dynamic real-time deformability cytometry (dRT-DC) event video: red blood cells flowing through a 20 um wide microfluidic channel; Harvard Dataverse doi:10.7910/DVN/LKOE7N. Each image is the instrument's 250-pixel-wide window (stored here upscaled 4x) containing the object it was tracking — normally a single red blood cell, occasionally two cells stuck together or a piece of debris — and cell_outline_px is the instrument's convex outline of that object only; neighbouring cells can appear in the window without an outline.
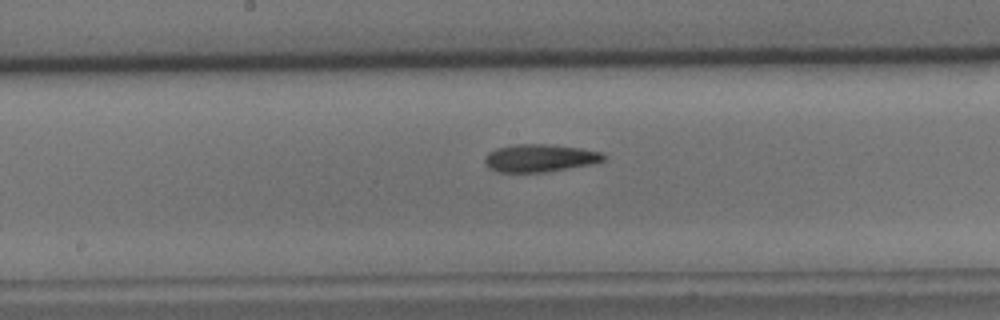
{"species": "common noctule bat (a hibernating species)", "species_latin": "Nyctalus noctula", "temperature_condition": "cold", "stored_images_in_passage": 44, "camera_frame_rate_fps": 3000, "um_per_image_px": 0.085, "animal": {"sex": "male", "body_mass_g": 15.6}, "frame": {"image": 1, "passage_image": 23, "time_ms": 7.333, "image_size_px": [1000, 320], "cell_outline_px": [[604, 160], [588, 164], [544, 172], [496, 172], [488, 168], [484, 164], [484, 156], [488, 152], [496, 148], [516, 144], [548, 144], [580, 148], [600, 152], [604, 156]], "centroid_in_image_um": [45.77, 13.43], "position_along_channel_um": 202.4, "area_um2": 19.02}}
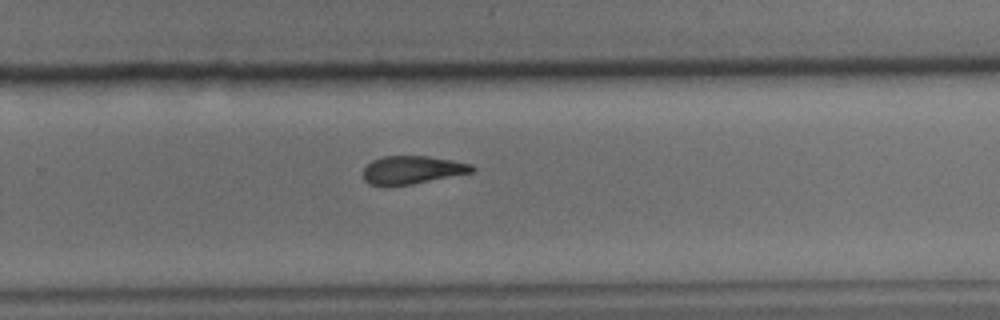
{"frame": {"image": 2, "passage_image": 31, "time_ms": 10.0, "image_size_px": [1000, 320], "cell_outline_px": [[476, 172], [412, 184], [384, 188], [368, 184], [364, 180], [364, 168], [372, 160], [384, 156], [428, 156], [452, 160], [472, 164], [476, 168]], "centroid_in_image_um": [35.04, 14.47], "position_along_channel_um": 294.8, "area_um2": 18.32}}
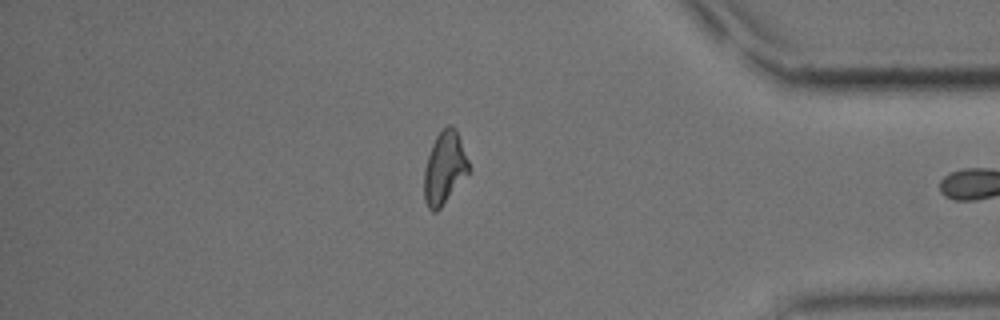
{"frame": {"image": 3, "passage_image": 42, "time_ms": 13.667, "image_size_px": [1000, 320], "cell_outline_px": [[472, 168], [440, 208], [436, 212], [432, 212], [428, 208], [424, 200], [424, 168], [432, 144], [436, 136], [448, 124], [452, 124], [456, 128]], "centroid_in_image_um": [37.79, 14.26], "position_along_channel_um": 397.4, "area_um2": 18.96}, "authors_computed_cell_mechanics": {"area_um2": 19.1607, "velocity_mm_per_s": 3.4774, "shape_relaxation_time_tau1_ms": 8.8879, "shape_relaxation_time_tau2_ms": 4.8797, "deformation_change_tau1": 0.2106, "deformation_change_tau2": 0.1392}}